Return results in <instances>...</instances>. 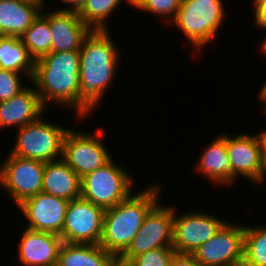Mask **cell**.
Returning <instances> with one entry per match:
<instances>
[{"instance_id": "6da1fadb", "label": "cell", "mask_w": 266, "mask_h": 266, "mask_svg": "<svg viewBox=\"0 0 266 266\" xmlns=\"http://www.w3.org/2000/svg\"><path fill=\"white\" fill-rule=\"evenodd\" d=\"M114 40L110 30H91L81 44L79 119L86 120L99 109L101 100L116 79L122 53Z\"/></svg>"}, {"instance_id": "7a4b0ae2", "label": "cell", "mask_w": 266, "mask_h": 266, "mask_svg": "<svg viewBox=\"0 0 266 266\" xmlns=\"http://www.w3.org/2000/svg\"><path fill=\"white\" fill-rule=\"evenodd\" d=\"M79 51L51 52L34 61L31 83L42 105L71 108L79 120Z\"/></svg>"}, {"instance_id": "3957f363", "label": "cell", "mask_w": 266, "mask_h": 266, "mask_svg": "<svg viewBox=\"0 0 266 266\" xmlns=\"http://www.w3.org/2000/svg\"><path fill=\"white\" fill-rule=\"evenodd\" d=\"M163 187L151 183L112 208L105 209L99 244L116 259L130 246L146 214L160 200Z\"/></svg>"}, {"instance_id": "277c9868", "label": "cell", "mask_w": 266, "mask_h": 266, "mask_svg": "<svg viewBox=\"0 0 266 266\" xmlns=\"http://www.w3.org/2000/svg\"><path fill=\"white\" fill-rule=\"evenodd\" d=\"M224 6L223 0H182L175 18L168 25L176 26L184 34L197 55L218 35V29L226 19Z\"/></svg>"}, {"instance_id": "5b68a950", "label": "cell", "mask_w": 266, "mask_h": 266, "mask_svg": "<svg viewBox=\"0 0 266 266\" xmlns=\"http://www.w3.org/2000/svg\"><path fill=\"white\" fill-rule=\"evenodd\" d=\"M58 125L40 116L36 121L16 130V140L8 152L44 163L61 159L63 141L70 128Z\"/></svg>"}, {"instance_id": "8992f818", "label": "cell", "mask_w": 266, "mask_h": 266, "mask_svg": "<svg viewBox=\"0 0 266 266\" xmlns=\"http://www.w3.org/2000/svg\"><path fill=\"white\" fill-rule=\"evenodd\" d=\"M130 173L112 158L81 178V198L104 209L116 206L134 192Z\"/></svg>"}, {"instance_id": "52a82bcc", "label": "cell", "mask_w": 266, "mask_h": 266, "mask_svg": "<svg viewBox=\"0 0 266 266\" xmlns=\"http://www.w3.org/2000/svg\"><path fill=\"white\" fill-rule=\"evenodd\" d=\"M159 203L160 201L146 214L130 246L117 259V266H126L135 256L150 250L172 247L175 206Z\"/></svg>"}, {"instance_id": "ba28073f", "label": "cell", "mask_w": 266, "mask_h": 266, "mask_svg": "<svg viewBox=\"0 0 266 266\" xmlns=\"http://www.w3.org/2000/svg\"><path fill=\"white\" fill-rule=\"evenodd\" d=\"M104 131L82 132L70 129L63 141L62 159L80 178L104 166L112 159V154L105 146Z\"/></svg>"}, {"instance_id": "9c48e42d", "label": "cell", "mask_w": 266, "mask_h": 266, "mask_svg": "<svg viewBox=\"0 0 266 266\" xmlns=\"http://www.w3.org/2000/svg\"><path fill=\"white\" fill-rule=\"evenodd\" d=\"M0 163V187L10 195L16 207L42 192L44 162L21 158L9 152Z\"/></svg>"}, {"instance_id": "30bf717a", "label": "cell", "mask_w": 266, "mask_h": 266, "mask_svg": "<svg viewBox=\"0 0 266 266\" xmlns=\"http://www.w3.org/2000/svg\"><path fill=\"white\" fill-rule=\"evenodd\" d=\"M173 219V245L176 254L192 255L203 243L210 240L227 221L208 211L177 212Z\"/></svg>"}, {"instance_id": "8fae6325", "label": "cell", "mask_w": 266, "mask_h": 266, "mask_svg": "<svg viewBox=\"0 0 266 266\" xmlns=\"http://www.w3.org/2000/svg\"><path fill=\"white\" fill-rule=\"evenodd\" d=\"M245 225L226 221L192 256L201 266H242Z\"/></svg>"}, {"instance_id": "7c38bea8", "label": "cell", "mask_w": 266, "mask_h": 266, "mask_svg": "<svg viewBox=\"0 0 266 266\" xmlns=\"http://www.w3.org/2000/svg\"><path fill=\"white\" fill-rule=\"evenodd\" d=\"M226 149L231 163V185L241 176L251 184L261 185L262 151L257 134H226Z\"/></svg>"}, {"instance_id": "4fadbf2b", "label": "cell", "mask_w": 266, "mask_h": 266, "mask_svg": "<svg viewBox=\"0 0 266 266\" xmlns=\"http://www.w3.org/2000/svg\"><path fill=\"white\" fill-rule=\"evenodd\" d=\"M105 209L78 198L69 201L63 227L79 244H99Z\"/></svg>"}, {"instance_id": "5bb4252c", "label": "cell", "mask_w": 266, "mask_h": 266, "mask_svg": "<svg viewBox=\"0 0 266 266\" xmlns=\"http://www.w3.org/2000/svg\"><path fill=\"white\" fill-rule=\"evenodd\" d=\"M68 204L65 199L40 192L16 208L20 209L25 221L27 219L26 228L49 232L63 227Z\"/></svg>"}, {"instance_id": "9a60e30c", "label": "cell", "mask_w": 266, "mask_h": 266, "mask_svg": "<svg viewBox=\"0 0 266 266\" xmlns=\"http://www.w3.org/2000/svg\"><path fill=\"white\" fill-rule=\"evenodd\" d=\"M46 6L47 3L42 9L49 15L51 52L79 51L85 36L91 30L80 19L78 12L57 9L47 12Z\"/></svg>"}, {"instance_id": "2e32d148", "label": "cell", "mask_w": 266, "mask_h": 266, "mask_svg": "<svg viewBox=\"0 0 266 266\" xmlns=\"http://www.w3.org/2000/svg\"><path fill=\"white\" fill-rule=\"evenodd\" d=\"M34 85L27 87L7 101L0 102V129L21 128L36 121L46 112Z\"/></svg>"}, {"instance_id": "e0dca14e", "label": "cell", "mask_w": 266, "mask_h": 266, "mask_svg": "<svg viewBox=\"0 0 266 266\" xmlns=\"http://www.w3.org/2000/svg\"><path fill=\"white\" fill-rule=\"evenodd\" d=\"M213 140V141H212ZM203 149L194 169L218 187L231 186V163L226 149V133L218 134ZM220 185V186H219Z\"/></svg>"}, {"instance_id": "ac0fdd59", "label": "cell", "mask_w": 266, "mask_h": 266, "mask_svg": "<svg viewBox=\"0 0 266 266\" xmlns=\"http://www.w3.org/2000/svg\"><path fill=\"white\" fill-rule=\"evenodd\" d=\"M46 1L0 0V32L20 37L42 11Z\"/></svg>"}, {"instance_id": "d6986e66", "label": "cell", "mask_w": 266, "mask_h": 266, "mask_svg": "<svg viewBox=\"0 0 266 266\" xmlns=\"http://www.w3.org/2000/svg\"><path fill=\"white\" fill-rule=\"evenodd\" d=\"M17 243V261L20 266H56L58 255L55 252L48 232L25 227Z\"/></svg>"}, {"instance_id": "ffe728a7", "label": "cell", "mask_w": 266, "mask_h": 266, "mask_svg": "<svg viewBox=\"0 0 266 266\" xmlns=\"http://www.w3.org/2000/svg\"><path fill=\"white\" fill-rule=\"evenodd\" d=\"M42 192L67 201L81 198V178L62 158L47 162Z\"/></svg>"}, {"instance_id": "44dd1931", "label": "cell", "mask_w": 266, "mask_h": 266, "mask_svg": "<svg viewBox=\"0 0 266 266\" xmlns=\"http://www.w3.org/2000/svg\"><path fill=\"white\" fill-rule=\"evenodd\" d=\"M56 266H117V259L100 244H78L60 254Z\"/></svg>"}, {"instance_id": "7402d4cb", "label": "cell", "mask_w": 266, "mask_h": 266, "mask_svg": "<svg viewBox=\"0 0 266 266\" xmlns=\"http://www.w3.org/2000/svg\"><path fill=\"white\" fill-rule=\"evenodd\" d=\"M19 39L27 48L30 57L34 61L51 53L52 35L49 25V15L42 9L34 19L32 25Z\"/></svg>"}, {"instance_id": "603a6c76", "label": "cell", "mask_w": 266, "mask_h": 266, "mask_svg": "<svg viewBox=\"0 0 266 266\" xmlns=\"http://www.w3.org/2000/svg\"><path fill=\"white\" fill-rule=\"evenodd\" d=\"M0 68L27 74L32 78L34 60L18 37L3 36L0 39Z\"/></svg>"}, {"instance_id": "cb8c5ba5", "label": "cell", "mask_w": 266, "mask_h": 266, "mask_svg": "<svg viewBox=\"0 0 266 266\" xmlns=\"http://www.w3.org/2000/svg\"><path fill=\"white\" fill-rule=\"evenodd\" d=\"M126 0H86L78 16L90 30H108V20Z\"/></svg>"}, {"instance_id": "d4e9b609", "label": "cell", "mask_w": 266, "mask_h": 266, "mask_svg": "<svg viewBox=\"0 0 266 266\" xmlns=\"http://www.w3.org/2000/svg\"><path fill=\"white\" fill-rule=\"evenodd\" d=\"M242 266H266V224L245 225Z\"/></svg>"}, {"instance_id": "484cf974", "label": "cell", "mask_w": 266, "mask_h": 266, "mask_svg": "<svg viewBox=\"0 0 266 266\" xmlns=\"http://www.w3.org/2000/svg\"><path fill=\"white\" fill-rule=\"evenodd\" d=\"M182 0H144L135 9L159 17L164 24L175 18ZM164 17V18H163ZM165 20V21H164Z\"/></svg>"}, {"instance_id": "4316f807", "label": "cell", "mask_w": 266, "mask_h": 266, "mask_svg": "<svg viewBox=\"0 0 266 266\" xmlns=\"http://www.w3.org/2000/svg\"><path fill=\"white\" fill-rule=\"evenodd\" d=\"M23 78L29 79L31 82V78L27 74L0 68V102L11 99L27 87L22 83Z\"/></svg>"}, {"instance_id": "83f0119b", "label": "cell", "mask_w": 266, "mask_h": 266, "mask_svg": "<svg viewBox=\"0 0 266 266\" xmlns=\"http://www.w3.org/2000/svg\"><path fill=\"white\" fill-rule=\"evenodd\" d=\"M175 254L172 247H160L135 256L126 266H169Z\"/></svg>"}, {"instance_id": "f1b7e54d", "label": "cell", "mask_w": 266, "mask_h": 266, "mask_svg": "<svg viewBox=\"0 0 266 266\" xmlns=\"http://www.w3.org/2000/svg\"><path fill=\"white\" fill-rule=\"evenodd\" d=\"M53 248L57 255L69 252L79 243L65 230L64 227L57 228L48 232Z\"/></svg>"}, {"instance_id": "f546056e", "label": "cell", "mask_w": 266, "mask_h": 266, "mask_svg": "<svg viewBox=\"0 0 266 266\" xmlns=\"http://www.w3.org/2000/svg\"><path fill=\"white\" fill-rule=\"evenodd\" d=\"M254 25L261 31L266 30V0H253Z\"/></svg>"}, {"instance_id": "4dcf8cb0", "label": "cell", "mask_w": 266, "mask_h": 266, "mask_svg": "<svg viewBox=\"0 0 266 266\" xmlns=\"http://www.w3.org/2000/svg\"><path fill=\"white\" fill-rule=\"evenodd\" d=\"M169 266H201L192 255L175 254Z\"/></svg>"}, {"instance_id": "1f68e13d", "label": "cell", "mask_w": 266, "mask_h": 266, "mask_svg": "<svg viewBox=\"0 0 266 266\" xmlns=\"http://www.w3.org/2000/svg\"><path fill=\"white\" fill-rule=\"evenodd\" d=\"M61 4H63V8H56L57 10L62 11H73V12H79L83 5L85 4L86 0H59ZM64 4H66L64 6ZM65 7V8H64Z\"/></svg>"}, {"instance_id": "d6a6232c", "label": "cell", "mask_w": 266, "mask_h": 266, "mask_svg": "<svg viewBox=\"0 0 266 266\" xmlns=\"http://www.w3.org/2000/svg\"><path fill=\"white\" fill-rule=\"evenodd\" d=\"M262 151V166H261V185L266 181V150Z\"/></svg>"}, {"instance_id": "836d02e7", "label": "cell", "mask_w": 266, "mask_h": 266, "mask_svg": "<svg viewBox=\"0 0 266 266\" xmlns=\"http://www.w3.org/2000/svg\"><path fill=\"white\" fill-rule=\"evenodd\" d=\"M257 136L260 141L261 150H266V127L260 133H257Z\"/></svg>"}, {"instance_id": "e575fe53", "label": "cell", "mask_w": 266, "mask_h": 266, "mask_svg": "<svg viewBox=\"0 0 266 266\" xmlns=\"http://www.w3.org/2000/svg\"><path fill=\"white\" fill-rule=\"evenodd\" d=\"M258 95H259L258 96L259 100L261 101V105H262V102H263L265 104V106H266V81H264V83L260 87Z\"/></svg>"}, {"instance_id": "d590c367", "label": "cell", "mask_w": 266, "mask_h": 266, "mask_svg": "<svg viewBox=\"0 0 266 266\" xmlns=\"http://www.w3.org/2000/svg\"><path fill=\"white\" fill-rule=\"evenodd\" d=\"M266 35V34H265ZM260 54L266 57V36L259 42L258 47Z\"/></svg>"}, {"instance_id": "8d00e7d4", "label": "cell", "mask_w": 266, "mask_h": 266, "mask_svg": "<svg viewBox=\"0 0 266 266\" xmlns=\"http://www.w3.org/2000/svg\"><path fill=\"white\" fill-rule=\"evenodd\" d=\"M142 1L144 0H126L127 5L133 6L134 8H136Z\"/></svg>"}]
</instances>
